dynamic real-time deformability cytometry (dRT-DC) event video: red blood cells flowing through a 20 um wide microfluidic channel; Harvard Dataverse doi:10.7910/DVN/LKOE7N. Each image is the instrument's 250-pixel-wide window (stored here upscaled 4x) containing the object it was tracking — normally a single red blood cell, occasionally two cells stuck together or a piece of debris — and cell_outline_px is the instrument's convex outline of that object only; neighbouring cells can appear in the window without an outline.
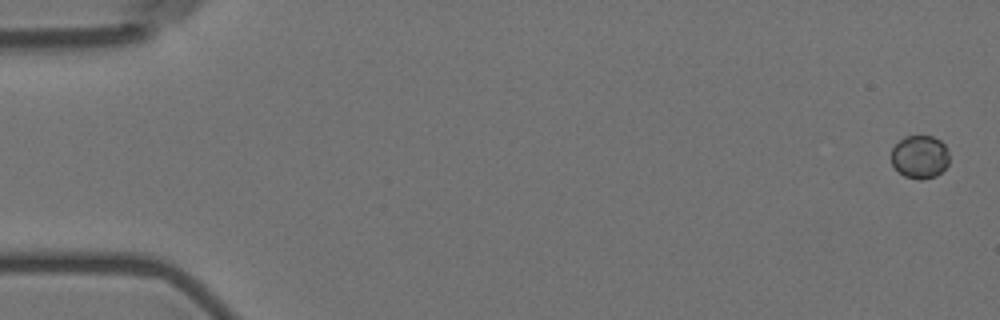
{"species": "Egyptian fruit bat (a non-hibernating species)", "species_latin": "Rousettus aegyptiacus", "temperature_condition": "room temperature", "stored_images_in_passage": 7, "camera_frame_rate_fps": 3000, "um_per_image_px": 0.085, "animal": {"sex": "female"}, "frame": {"image": 1, "passage_image": 1, "time_ms": 0.0, "image_size_px": [1000, 320], "cell_outline_px": [[948, 164], [936, 176], [924, 180], [920, 180], [904, 176], [892, 164], [892, 148], [904, 136], [932, 136], [940, 140], [944, 144], [948, 152]], "centroid_in_image_um": [78.19, 13.33], "position_along_channel_um": 6.8, "area_um2": 14.51}}
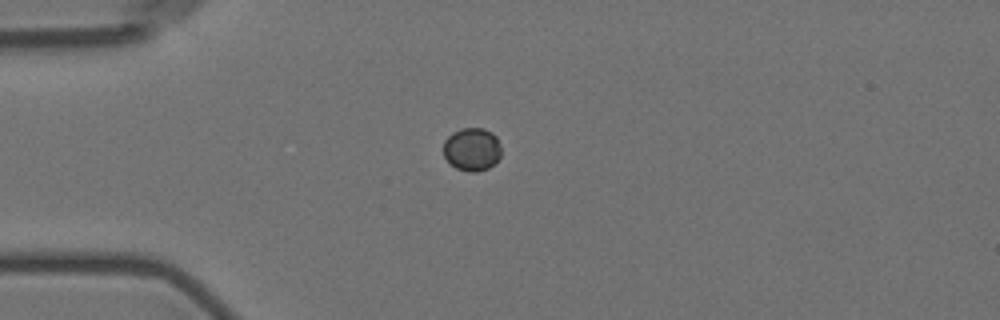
{"frame": {"image": 2, "passage_image": 5, "time_ms": 4.667, "image_size_px": [1000, 320], "cell_outline_px": [[500, 156], [488, 168], [476, 172], [468, 172], [456, 168], [444, 156], [444, 140], [452, 132], [460, 128], [484, 128], [492, 132], [496, 136], [500, 144]], "centroid_in_image_um": [40.11, 12.67], "position_along_channel_um": 44.9, "area_um2": 14.51}}
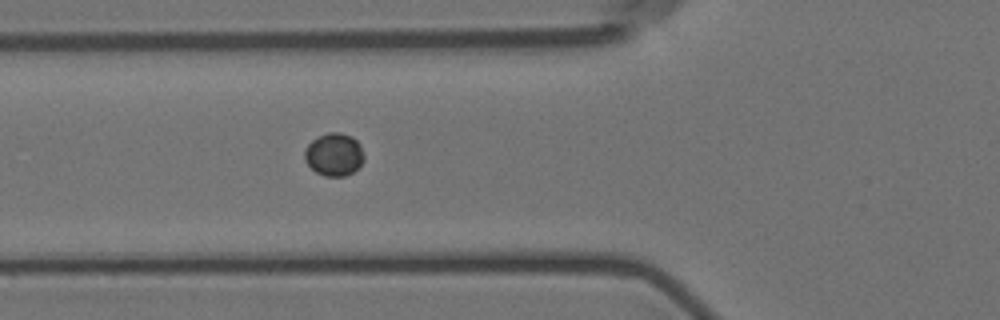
{"frame": {"image": 3, "passage_image": 7, "time_ms": 6.667, "image_size_px": [1000, 320], "cell_outline_px": [[364, 160], [352, 172], [344, 176], [324, 176], [316, 172], [304, 160], [304, 152], [308, 144], [312, 140], [328, 132], [340, 132], [352, 136], [360, 144], [364, 156]], "centroid_in_image_um": [28.39, 13.12], "position_along_channel_um": 97.4, "area_um2": 14.74}}